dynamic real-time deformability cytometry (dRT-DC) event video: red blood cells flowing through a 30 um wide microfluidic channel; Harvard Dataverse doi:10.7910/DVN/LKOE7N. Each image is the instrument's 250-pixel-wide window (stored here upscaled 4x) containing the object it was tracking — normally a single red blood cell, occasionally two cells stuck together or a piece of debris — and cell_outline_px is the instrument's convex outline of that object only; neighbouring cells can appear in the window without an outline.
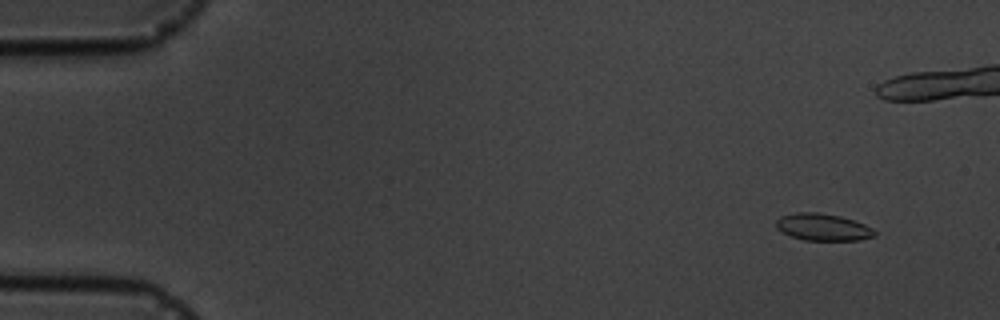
{"species": "common noctule bat (a hibernating species)", "species_latin": "Nyctalus noctula", "temperature_condition": "cold", "stored_images_in_passage": 6, "camera_frame_rate_fps": 3000, "um_per_image_px": 0.085, "animal": {"sex": "male", "body_mass_g": 19.5, "forearm_length_mm": 54.6}, "frame": {"image": 1, "passage_image": 2, "time_ms": 1.0, "image_size_px": [1000, 320], "cell_outline_px": [[876, 236], [860, 240], [804, 240], [792, 236], [776, 228], [776, 220], [780, 216], [796, 212], [816, 212], [840, 216], [864, 224], [872, 228], [876, 232]], "centroid_in_image_um": [69.95, 19.3], "position_along_channel_um": 15.1, "area_um2": 15.43}}
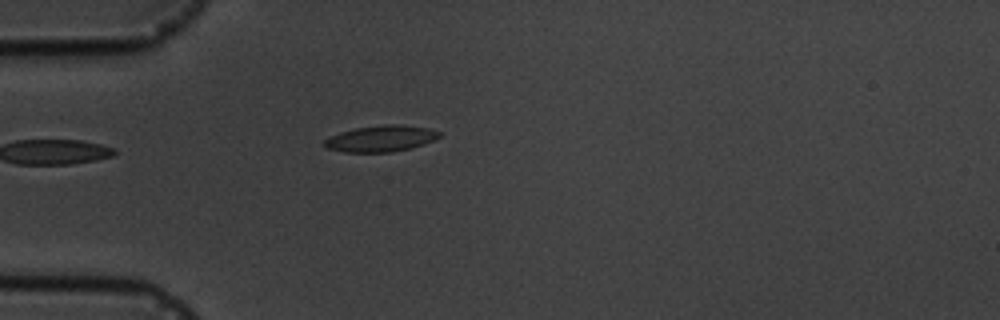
{"frame": {"image": 2, "passage_image": 6, "time_ms": 7.333, "image_size_px": [1000, 320], "cell_outline_px": [[444, 132], [440, 136], [424, 144], [392, 152], [344, 152], [328, 148], [324, 144], [324, 140], [328, 136], [340, 132], [356, 128], [384, 124], [404, 124], [428, 128]], "centroid_in_image_um": [32.39, 11.76], "position_along_channel_um": 52.6, "area_um2": 17.63}}